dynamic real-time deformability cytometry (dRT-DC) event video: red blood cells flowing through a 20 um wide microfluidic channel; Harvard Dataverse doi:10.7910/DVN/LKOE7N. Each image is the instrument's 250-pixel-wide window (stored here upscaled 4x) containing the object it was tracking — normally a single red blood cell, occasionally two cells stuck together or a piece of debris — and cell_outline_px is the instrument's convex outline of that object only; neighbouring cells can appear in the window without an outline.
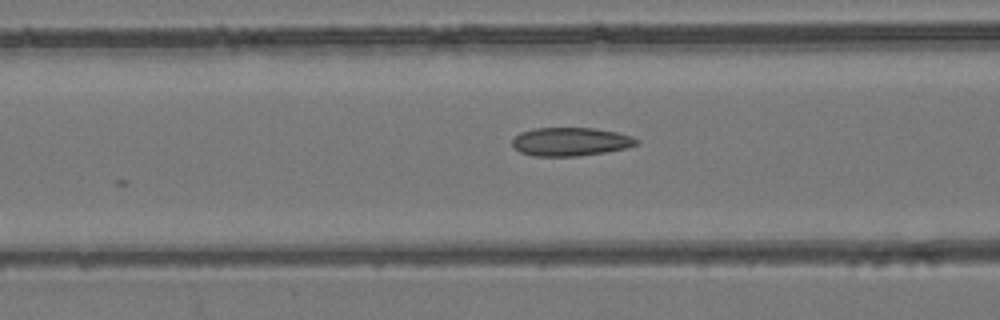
{"species": "common noctule bat (a hibernating species)", "species_latin": "Nyctalus noctula", "temperature_condition": "room temperature", "stored_images_in_passage": 22, "camera_frame_rate_fps": 3000, "um_per_image_px": 0.085, "animal": {"sex": "female", "body_mass_g": 24.6, "forearm_length_mm": 56.2}, "frame": {"image": 1, "passage_image": 18, "time_ms": 5.667, "image_size_px": [1000, 320], "cell_outline_px": [[640, 140], [636, 144], [628, 148], [604, 152], [576, 156], [532, 156], [520, 152], [512, 144], [512, 140], [520, 132], [536, 128], [596, 128], [616, 132], [632, 136]], "centroid_in_image_um": [48.51, 12.04], "position_along_channel_um": 118.1, "area_um2": 20.58}}
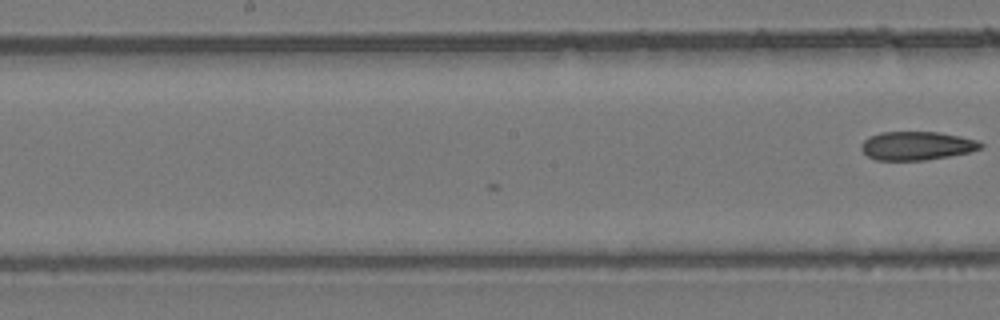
{"frame": {"image": 2, "passage_image": 22, "time_ms": 7.0, "image_size_px": [1000, 320], "cell_outline_px": [[984, 148], [968, 152], [948, 156], [924, 160], [876, 160], [868, 156], [860, 148], [860, 144], [868, 136], [880, 132], [940, 132], [980, 140], [984, 144]], "centroid_in_image_um": [77.94, 12.38], "position_along_channel_um": 170.3, "area_um2": 20.06}}